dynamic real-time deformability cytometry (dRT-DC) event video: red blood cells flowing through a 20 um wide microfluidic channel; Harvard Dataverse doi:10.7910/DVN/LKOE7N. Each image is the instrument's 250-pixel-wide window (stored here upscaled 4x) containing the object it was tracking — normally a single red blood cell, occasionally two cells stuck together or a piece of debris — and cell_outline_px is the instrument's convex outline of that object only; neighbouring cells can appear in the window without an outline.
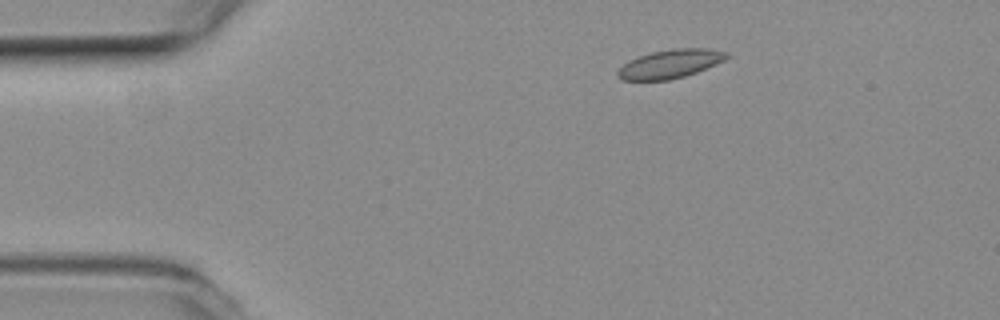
{"species": "common noctule bat (a hibernating species)", "species_latin": "Nyctalus noctula", "temperature_condition": "room temperature", "stored_images_in_passage": 3, "camera_frame_rate_fps": 3000, "um_per_image_px": 0.085, "animal": {"sex": "female", "body_mass_g": 19.3, "forearm_length_mm": 54.1}, "frame": {"image": 1, "passage_image": 1, "time_ms": 0.0, "image_size_px": [1000, 320], "cell_outline_px": [[728, 56], [724, 60], [716, 64], [696, 72], [684, 76], [668, 80], [620, 80], [616, 76], [616, 72], [628, 60], [652, 52], [672, 48], [708, 48], [728, 52]], "centroid_in_image_um": [56.94, 5.42], "position_along_channel_um": 28.1, "area_um2": 18.15}}
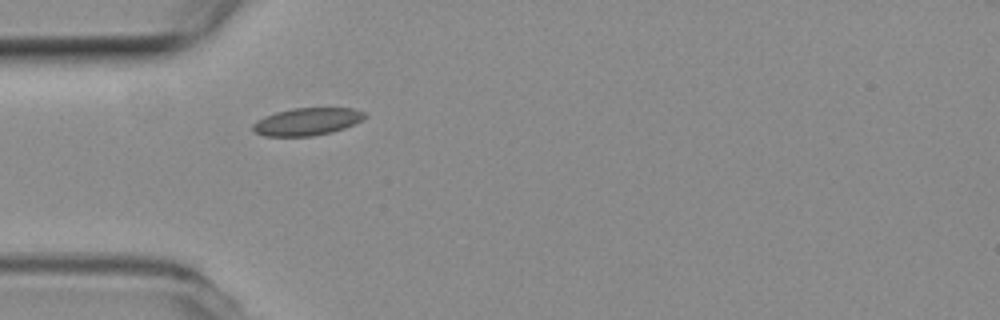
{"frame": {"image": 2, "passage_image": 3, "time_ms": 0.667, "image_size_px": [1000, 320], "cell_outline_px": [[368, 116], [344, 128], [332, 132], [312, 136], [264, 136], [252, 132], [252, 124], [256, 120], [264, 116], [276, 112], [292, 108], [352, 108], [368, 112]], "centroid_in_image_um": [26.08, 10.33], "position_along_channel_um": 58.9, "area_um2": 18.09}}